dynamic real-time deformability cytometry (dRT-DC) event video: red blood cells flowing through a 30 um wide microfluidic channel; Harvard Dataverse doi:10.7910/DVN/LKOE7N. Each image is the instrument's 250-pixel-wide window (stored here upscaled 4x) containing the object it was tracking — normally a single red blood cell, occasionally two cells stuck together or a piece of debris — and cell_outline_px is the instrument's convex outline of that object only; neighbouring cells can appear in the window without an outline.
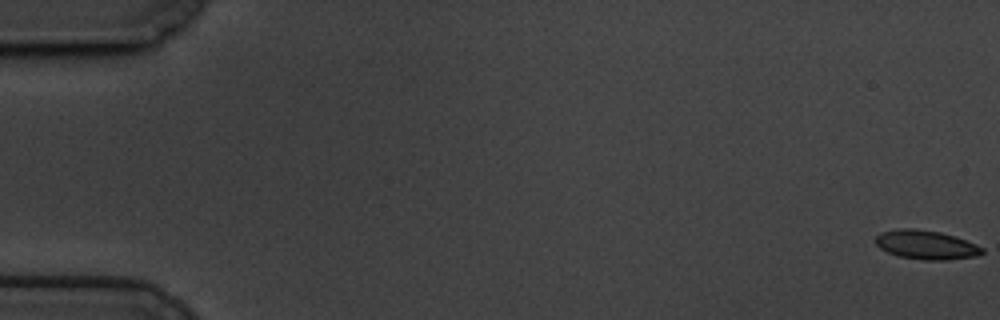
{"species": "common noctule bat (a hibernating species)", "species_latin": "Nyctalus noctula", "temperature_condition": "cold", "stored_images_in_passage": 60, "camera_frame_rate_fps": 3000, "um_per_image_px": 0.085, "animal": {"sex": "male", "body_mass_g": 19.5, "forearm_length_mm": 54.6}, "frame": {"image": 1, "passage_image": 1, "time_ms": 0.0, "image_size_px": [1000, 320], "cell_outline_px": [[984, 252], [976, 256], [948, 260], [924, 260], [900, 256], [888, 252], [880, 248], [876, 244], [876, 236], [880, 232], [896, 228], [916, 228], [940, 232], [956, 236], [976, 244], [984, 248]], "centroid_in_image_um": [78.73, 20.79], "position_along_channel_um": 6.3, "area_um2": 18.15}}
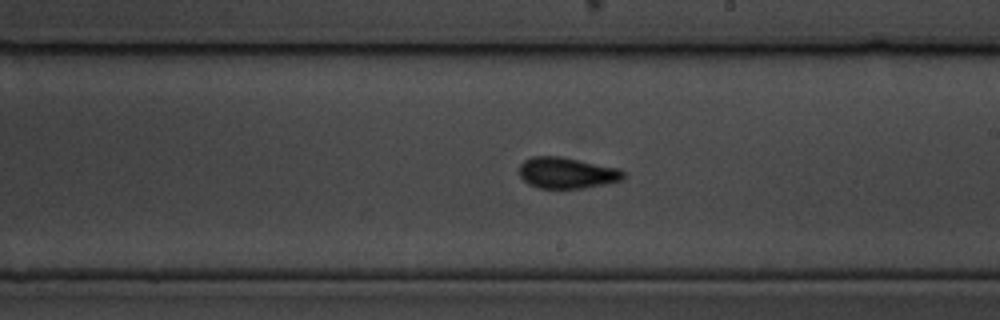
{"frame": {"image": 2, "passage_image": 35, "time_ms": 11.333, "image_size_px": [1000, 320], "cell_outline_px": [[624, 180], [584, 188], [540, 188], [528, 184], [520, 176], [520, 164], [524, 160], [532, 156], [560, 156], [620, 168], [624, 172]], "centroid_in_image_um": [48.2, 14.69], "position_along_channel_um": 240.8, "area_um2": 18.96}}
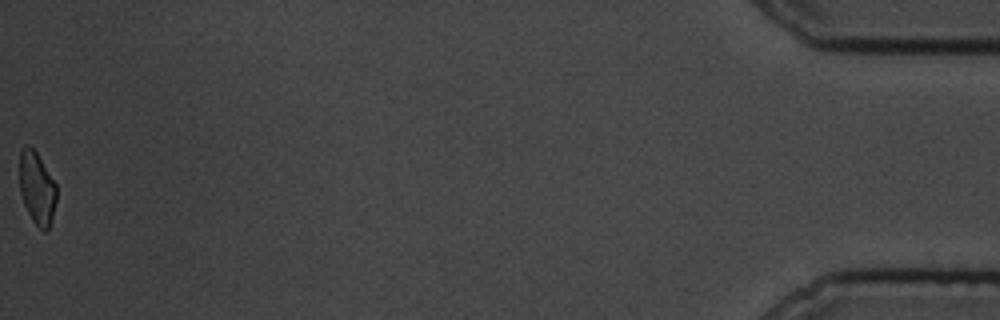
{"frame": {"image": 3, "passage_image": 60, "time_ms": 19.667, "image_size_px": [1000, 320], "cell_outline_px": [[56, 200], [52, 220], [48, 228], [44, 232], [32, 220], [24, 204], [20, 192], [20, 148], [24, 144], [28, 144], [36, 152], [56, 184]], "centroid_in_image_um": [3.13, 15.97], "position_along_channel_um": 432.1, "area_um2": 15.55}, "authors_computed_cell_mechanics": {"area_um2": 18.0625, "velocity_mm_per_s": 3.4325, "shape_relaxation_time_tau1_ms": 6.5193, "shape_relaxation_time_tau2_ms": 1.262, "deformation_change_tau1": 0.1349, "deformation_change_tau2": 0.0506}}